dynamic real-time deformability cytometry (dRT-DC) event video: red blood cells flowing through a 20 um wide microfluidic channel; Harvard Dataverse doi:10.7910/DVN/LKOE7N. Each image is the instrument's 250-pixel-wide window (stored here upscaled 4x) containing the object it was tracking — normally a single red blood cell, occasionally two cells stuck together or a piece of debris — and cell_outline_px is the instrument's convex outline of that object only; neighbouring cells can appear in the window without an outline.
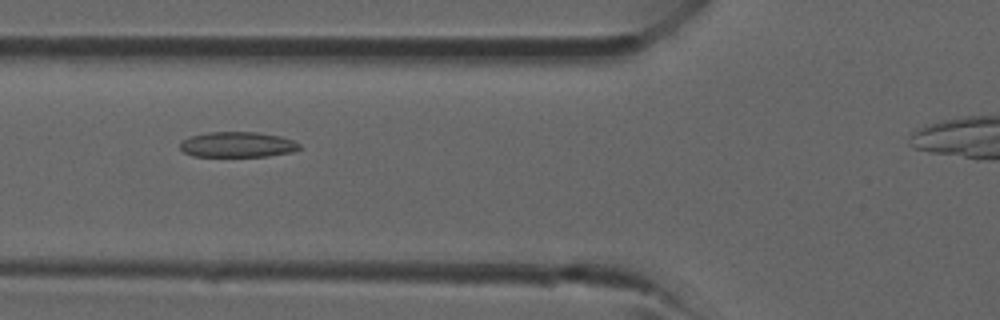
{"species": "common noctule bat (a hibernating species)", "species_latin": "Nyctalus noctula", "temperature_condition": "room temperature", "stored_images_in_passage": 30, "camera_frame_rate_fps": 3000, "um_per_image_px": 0.085, "animal": {"sex": "male", "forearm_length_mm": 52.5}, "frame": {"image": 1, "passage_image": 9, "time_ms": 2.667, "image_size_px": [1000, 320], "cell_outline_px": [[300, 148], [292, 152], [268, 156], [192, 156], [184, 152], [180, 148], [180, 144], [184, 140], [192, 136], [208, 132], [256, 132], [280, 136], [292, 140], [300, 144]], "centroid_in_image_um": [20.2, 12.29], "position_along_channel_um": 105.6, "area_um2": 17.51}}
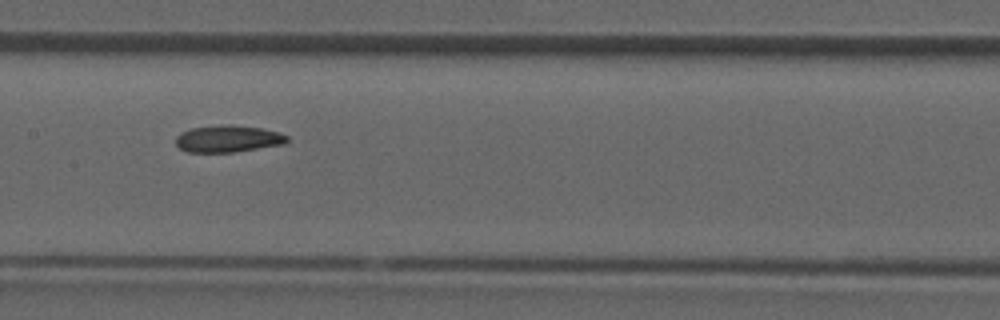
{"frame": {"image": 2, "passage_image": 14, "time_ms": 4.333, "image_size_px": [1000, 320], "cell_outline_px": [[288, 140], [284, 144], [232, 152], [188, 152], [180, 148], [176, 144], [176, 136], [180, 132], [192, 128], [228, 124], [232, 124], [260, 128], [280, 132], [288, 136]], "centroid_in_image_um": [19.38, 11.79], "position_along_channel_um": 188.0, "area_um2": 17.4}}
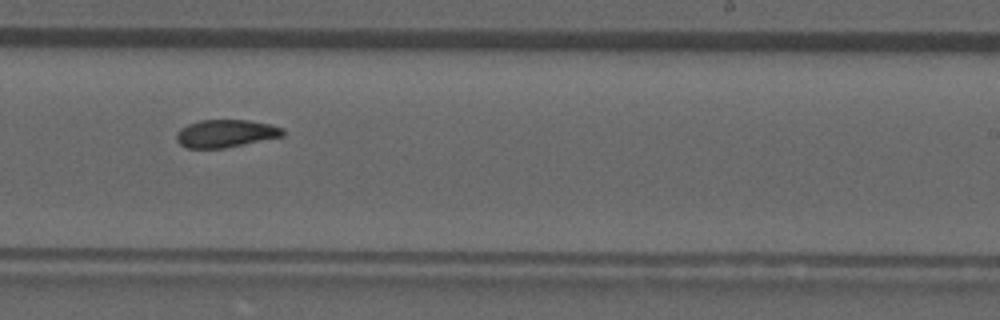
{"frame": {"image": 3, "passage_image": 19, "time_ms": 6.0, "image_size_px": [1000, 320], "cell_outline_px": [[284, 136], [224, 148], [188, 148], [180, 144], [176, 140], [176, 132], [180, 128], [188, 124], [200, 120], [248, 120], [268, 124], [284, 128]], "centroid_in_image_um": [19.17, 11.34], "position_along_channel_um": 269.8, "area_um2": 17.17}}